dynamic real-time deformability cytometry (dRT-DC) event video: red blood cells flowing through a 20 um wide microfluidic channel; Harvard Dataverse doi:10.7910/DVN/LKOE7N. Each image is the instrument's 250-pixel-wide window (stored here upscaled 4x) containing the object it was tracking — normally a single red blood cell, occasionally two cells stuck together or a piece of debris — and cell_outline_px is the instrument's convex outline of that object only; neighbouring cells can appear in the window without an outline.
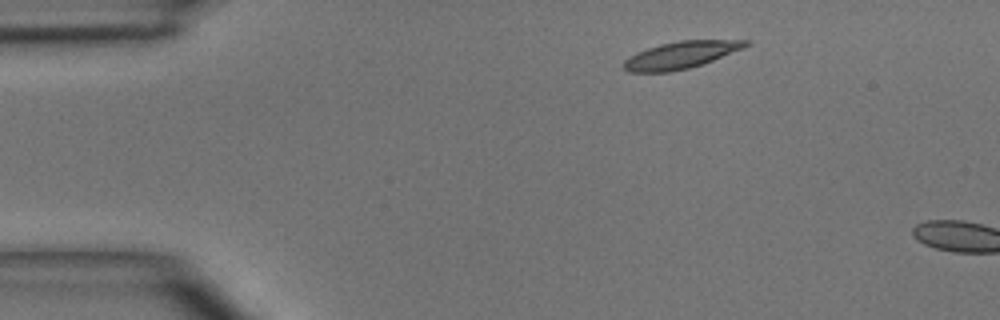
{"species": "common noctule bat (a hibernating species)", "species_latin": "Nyctalus noctula", "temperature_condition": "room temperature", "stored_images_in_passage": 2, "camera_frame_rate_fps": 3000, "um_per_image_px": 0.085, "animal": {"sex": "male", "body_mass_g": 15.6}, "frame": {"image": 1, "passage_image": 1, "time_ms": 0.0, "image_size_px": [1000, 320], "cell_outline_px": [[752, 44], [744, 48], [712, 60], [688, 68], [668, 72], [628, 72], [624, 68], [624, 60], [628, 56], [636, 52], [660, 44], [680, 40], [748, 40]], "centroid_in_image_um": [57.86, 4.67], "position_along_channel_um": 27.1, "area_um2": 19.13}}